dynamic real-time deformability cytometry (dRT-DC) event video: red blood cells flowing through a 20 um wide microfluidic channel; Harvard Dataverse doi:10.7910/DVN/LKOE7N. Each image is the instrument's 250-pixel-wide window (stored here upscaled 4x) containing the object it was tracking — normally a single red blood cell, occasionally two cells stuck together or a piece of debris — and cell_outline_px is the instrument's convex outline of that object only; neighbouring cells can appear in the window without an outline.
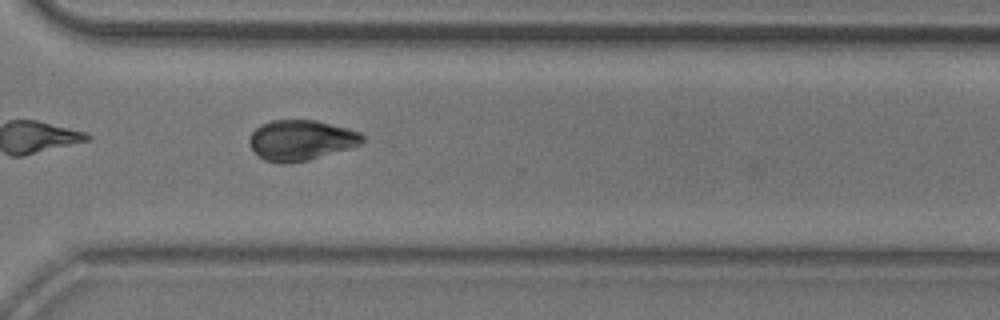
{"species": "common noctule bat (a hibernating species)", "species_latin": "Nyctalus noctula", "temperature_condition": "room temperature", "stored_images_in_passage": 13, "camera_frame_rate_fps": 3000, "um_per_image_px": 0.085, "animal": {"sex": "male", "body_mass_g": 20.5, "forearm_length_mm": 52.5}, "frame": {"image": 1, "passage_image": 13, "time_ms": 4.0, "image_size_px": [1000, 320], "cell_outline_px": [[364, 140], [360, 144], [348, 148], [308, 160], [288, 164], [280, 164], [264, 160], [252, 148], [248, 140], [252, 132], [260, 124], [272, 120], [316, 120], [348, 128], [360, 132], [364, 136]], "centroid_in_image_um": [25.57, 11.91], "position_along_channel_um": 345.0, "area_um2": 26.53}}